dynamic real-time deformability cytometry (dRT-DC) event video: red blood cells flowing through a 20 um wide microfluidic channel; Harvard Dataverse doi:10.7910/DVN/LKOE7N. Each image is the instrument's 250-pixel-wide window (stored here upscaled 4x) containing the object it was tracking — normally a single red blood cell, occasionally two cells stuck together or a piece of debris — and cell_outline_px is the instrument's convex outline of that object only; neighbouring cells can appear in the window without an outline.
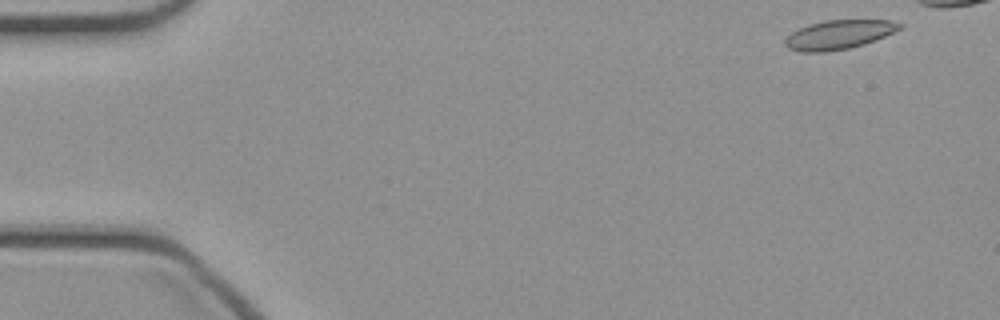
{"species": "common noctule bat (a hibernating species)", "species_latin": "Nyctalus noctula", "temperature_condition": "cold", "stored_images_in_passage": 37, "camera_frame_rate_fps": 3000, "um_per_image_px": 0.085, "animal": {"sex": "female", "body_mass_g": 21.9}, "frame": {"image": 1, "passage_image": 1, "time_ms": 0.0, "image_size_px": [1000, 320], "cell_outline_px": [[904, 28], [864, 44], [848, 48], [824, 52], [800, 52], [788, 48], [784, 44], [784, 40], [792, 32], [808, 24], [824, 20], [892, 20], [904, 24]], "centroid_in_image_um": [71.31, 2.93], "position_along_channel_um": 13.7, "area_um2": 19.48}}
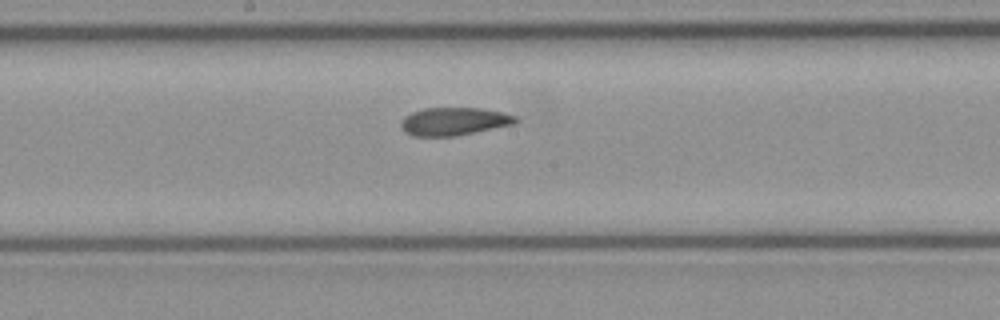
{"frame": {"image": 2, "passage_image": 23, "time_ms": 7.333, "image_size_px": [1000, 320], "cell_outline_px": [[516, 124], [456, 136], [412, 136], [404, 132], [400, 128], [400, 120], [404, 116], [412, 112], [424, 108], [480, 108], [504, 112], [516, 116]], "centroid_in_image_um": [38.56, 10.32], "position_along_channel_um": 209.6, "area_um2": 18.9}}
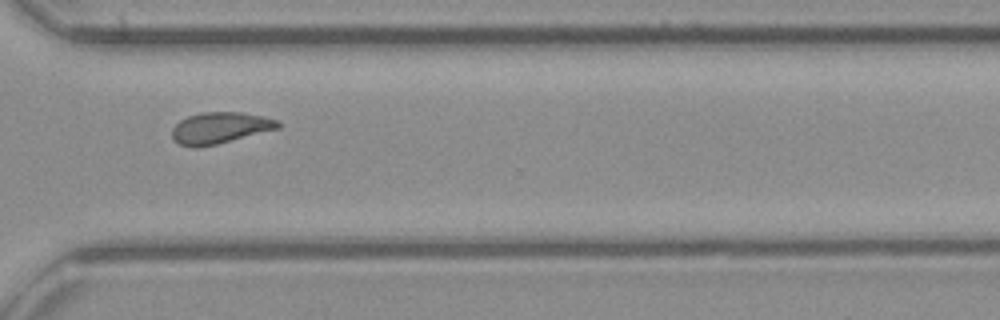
{"frame": {"image": 3, "passage_image": 33, "time_ms": 10.667, "image_size_px": [1000, 320], "cell_outline_px": [[280, 128], [216, 144], [196, 148], [192, 148], [180, 144], [172, 136], [172, 128], [180, 120], [188, 116], [200, 112], [240, 112], [264, 116], [276, 120], [280, 124]], "centroid_in_image_um": [18.68, 10.86], "position_along_channel_um": 351.9, "area_um2": 19.25}}